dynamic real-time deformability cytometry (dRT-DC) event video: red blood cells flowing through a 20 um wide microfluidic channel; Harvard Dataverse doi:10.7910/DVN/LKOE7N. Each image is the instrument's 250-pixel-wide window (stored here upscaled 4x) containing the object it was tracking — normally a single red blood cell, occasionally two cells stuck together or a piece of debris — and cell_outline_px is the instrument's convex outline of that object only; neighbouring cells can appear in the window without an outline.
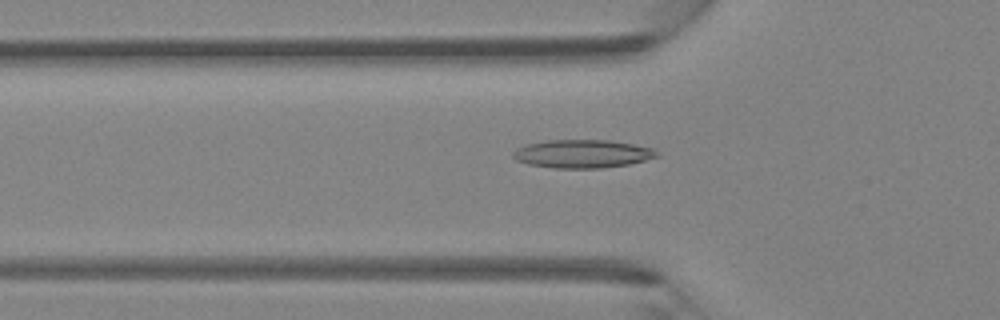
{"species": "Egyptian fruit bat (a non-hibernating species)", "species_latin": "Rousettus aegyptiacus", "temperature_condition": "room temperature", "stored_images_in_passage": 33, "camera_frame_rate_fps": 3000, "um_per_image_px": 0.085, "animal": {"sex": "female"}, "frame": {"image": 1, "passage_image": 3, "time_ms": 0.667, "image_size_px": [1000, 320], "cell_outline_px": [[660, 156], [628, 164], [600, 168], [552, 168], [528, 164], [516, 160], [512, 156], [512, 152], [516, 148], [524, 144], [548, 140], [608, 140], [632, 144], [652, 148]], "centroid_in_image_um": [49.44, 13.07], "position_along_channel_um": 76.4, "area_um2": 23.64}}
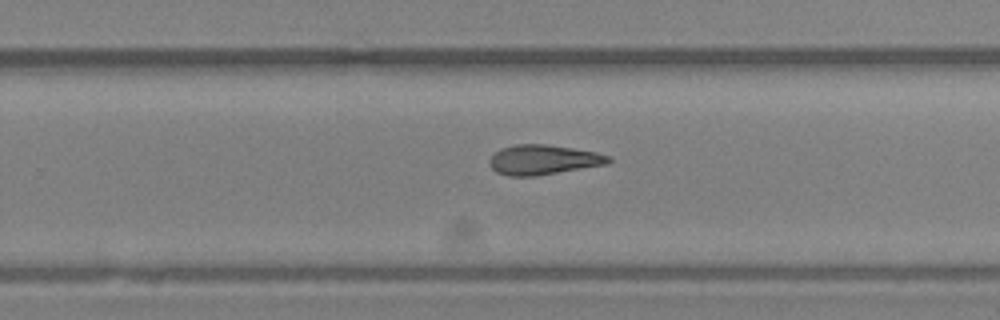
{"frame": {"image": 2, "passage_image": 17, "time_ms": 5.333, "image_size_px": [1000, 320], "cell_outline_px": [[612, 160], [608, 164], [536, 176], [508, 176], [496, 172], [488, 164], [488, 160], [500, 148], [516, 144], [544, 144], [572, 148], [596, 152], [608, 156]], "centroid_in_image_um": [46.15, 13.58], "position_along_channel_um": 283.7, "area_um2": 20.69}}
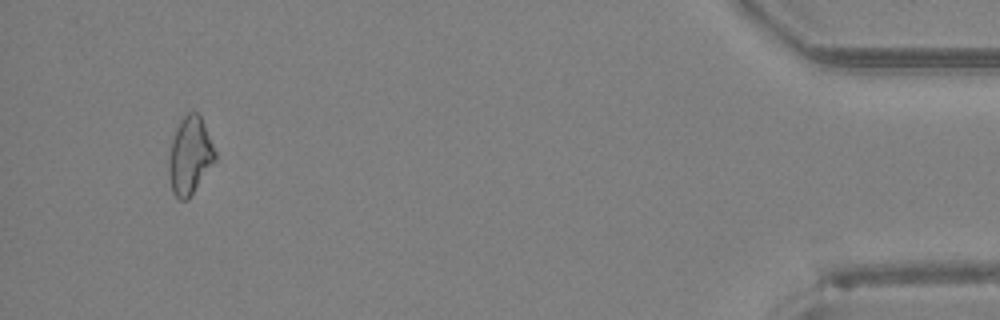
{"frame": {"image": 3, "passage_image": 31, "time_ms": 10.0, "image_size_px": [1000, 320], "cell_outline_px": [[216, 160], [188, 200], [180, 200], [172, 192], [168, 172], [168, 156], [172, 140], [176, 128], [180, 120], [188, 112], [196, 112], [200, 116], [216, 152]], "centroid_in_image_um": [16.12, 13.26], "position_along_channel_um": 419.1, "area_um2": 20.87}}